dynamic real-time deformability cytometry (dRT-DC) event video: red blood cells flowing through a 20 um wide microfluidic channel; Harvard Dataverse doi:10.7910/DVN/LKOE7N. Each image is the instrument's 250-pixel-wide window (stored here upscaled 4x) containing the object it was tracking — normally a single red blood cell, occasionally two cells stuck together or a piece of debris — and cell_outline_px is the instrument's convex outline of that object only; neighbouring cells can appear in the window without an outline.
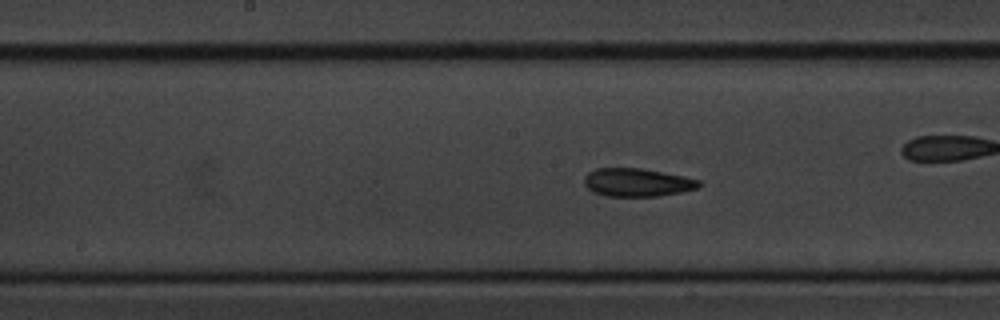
{"species": "common noctule bat (a hibernating species)", "species_latin": "Nyctalus noctula", "temperature_condition": "cold", "stored_images_in_passage": 57, "camera_frame_rate_fps": 3000, "um_per_image_px": 0.085, "animal": {"sex": "male", "body_mass_g": 20.1, "forearm_length_mm": 53.5}, "frame": {"image": 1, "passage_image": 28, "time_ms": 9.0, "image_size_px": [1000, 320], "cell_outline_px": [[700, 184], [696, 188], [684, 192], [656, 196], [608, 196], [592, 192], [584, 184], [584, 176], [588, 172], [596, 168], [640, 168], [684, 176], [700, 180]], "centroid_in_image_um": [54.13, 15.5], "position_along_channel_um": 194.1, "area_um2": 18.84}}
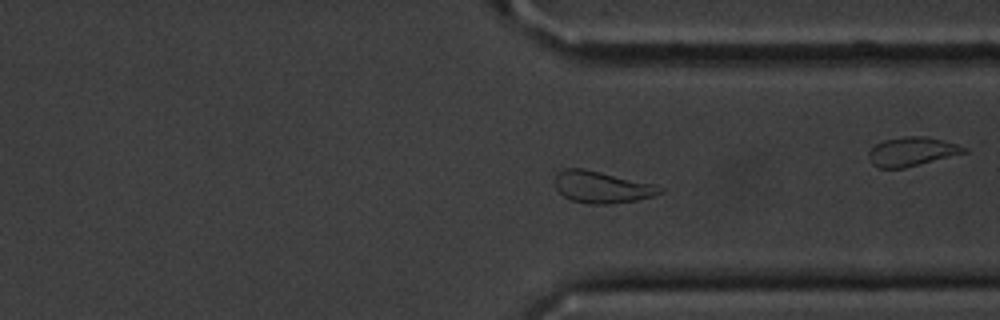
{"frame": {"image": 2, "passage_image": 42, "time_ms": 13.667, "image_size_px": [1000, 320], "cell_outline_px": [[664, 192], [652, 196], [636, 200], [608, 204], [592, 204], [572, 200], [564, 196], [556, 188], [556, 172], [564, 168], [584, 168], [652, 184], [664, 188]], "centroid_in_image_um": [51.14, 15.9], "position_along_channel_um": 360.3, "area_um2": 19.19}}
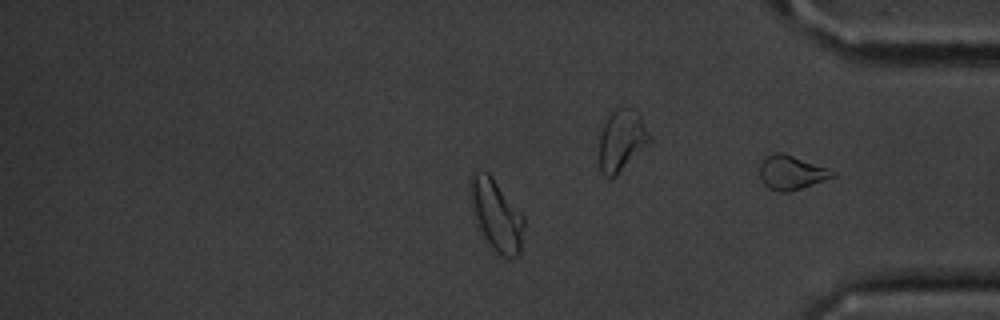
{"frame": {"image": 3, "passage_image": 47, "time_ms": 15.333, "image_size_px": [1000, 320], "cell_outline_px": [[524, 228], [520, 252], [516, 256], [508, 260], [492, 252], [480, 232], [472, 212], [468, 196], [468, 180], [472, 172], [476, 168], [488, 172], [492, 176], [524, 216]], "centroid_in_image_um": [42.13, 18.27], "position_along_channel_um": 393.1, "area_um2": 23.41}, "authors_computed_cell_mechanics": {"area_um2": 19.363, "velocity_mm_per_s": 3.567, "shape_relaxation_time_tau1_ms": 3.7518, "shape_relaxation_time_tau2_ms": 4.1787, "deformation_change_tau1": 0.1267, "deformation_change_tau2": 0.0928}}